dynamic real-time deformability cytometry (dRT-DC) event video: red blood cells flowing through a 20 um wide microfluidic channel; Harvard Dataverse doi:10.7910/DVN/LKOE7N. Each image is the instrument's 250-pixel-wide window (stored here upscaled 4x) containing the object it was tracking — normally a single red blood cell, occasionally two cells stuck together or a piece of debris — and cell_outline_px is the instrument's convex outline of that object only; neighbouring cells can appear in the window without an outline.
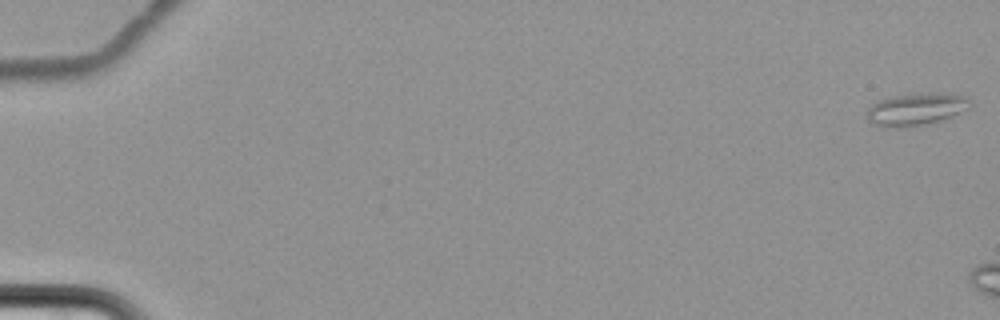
{"species": "common noctule bat (a hibernating species)", "species_latin": "Nyctalus noctula", "temperature_condition": "cold", "stored_images_in_passage": 4, "camera_frame_rate_fps": 3000, "um_per_image_px": 0.085, "animal": {"sex": "female", "body_mass_g": 22.7, "forearm_length_mm": 54.2}, "frame": {"image": 1, "passage_image": 1, "time_ms": 0.0, "image_size_px": [1000, 320], "cell_outline_px": [[972, 104], [968, 108], [940, 120], [928, 124], [912, 128], [880, 128], [872, 124], [868, 120], [868, 108], [872, 104], [880, 100], [896, 96], [964, 96], [972, 100]], "centroid_in_image_um": [77.76, 9.39], "position_along_channel_um": 7.2, "area_um2": 18.55}}